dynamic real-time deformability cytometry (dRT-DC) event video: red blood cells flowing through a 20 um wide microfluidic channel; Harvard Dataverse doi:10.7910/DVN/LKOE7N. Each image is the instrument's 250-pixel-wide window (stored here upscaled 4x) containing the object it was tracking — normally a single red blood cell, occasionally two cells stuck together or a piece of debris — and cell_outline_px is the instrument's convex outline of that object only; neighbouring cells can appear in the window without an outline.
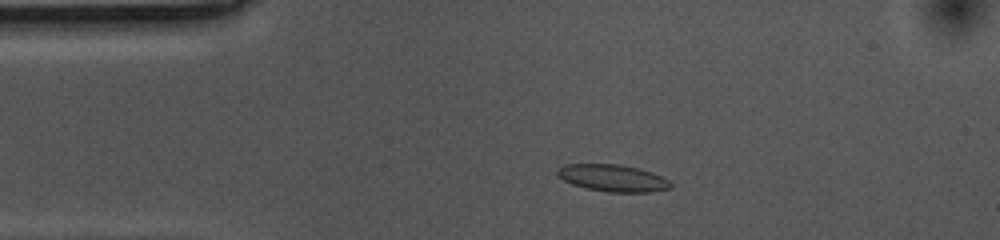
{"species": "common noctule bat (a hibernating species)", "species_latin": "Nyctalus noctula", "temperature_condition": "cold", "stored_images_in_passage": 41, "camera_frame_rate_fps": 3000, "um_per_image_px": 0.085, "animal": {"sex": "female", "body_mass_g": 10.0, "forearm_length_mm": 53.1}, "frame": {"image": 1, "passage_image": 5, "time_ms": 1.333, "image_size_px": [1000, 240], "cell_outline_px": [[672, 188], [652, 192], [608, 192], [588, 188], [572, 184], [564, 180], [556, 172], [564, 164], [620, 164], [640, 168], [652, 172], [668, 180], [672, 184]], "centroid_in_image_um": [52.13, 15.13], "position_along_channel_um": 32.9, "area_um2": 17.74}}
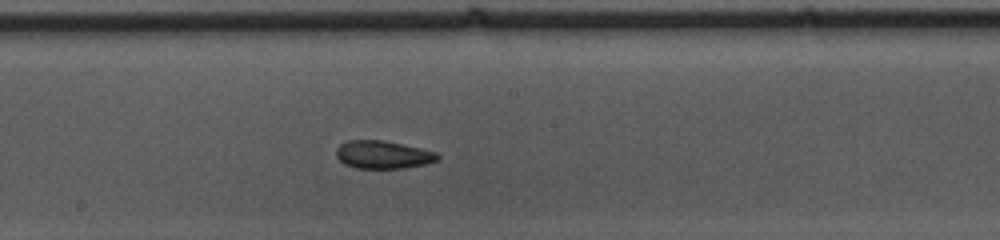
{"frame": {"image": 2, "passage_image": 23, "time_ms": 7.333, "image_size_px": [1000, 240], "cell_outline_px": [[440, 160], [424, 164], [404, 168], [356, 168], [344, 164], [336, 156], [336, 148], [340, 144], [348, 140], [380, 140], [420, 148], [436, 152], [440, 156]], "centroid_in_image_um": [32.54, 13.15], "position_along_channel_um": 215.7, "area_um2": 16.42}}
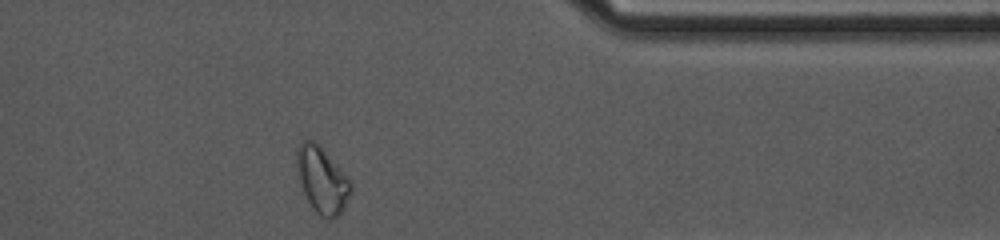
{"frame": {"image": 3, "passage_image": 39, "time_ms": 12.667, "image_size_px": [1000, 240], "cell_outline_px": [[352, 188], [344, 208], [340, 216], [328, 220], [320, 216], [312, 208], [304, 192], [300, 180], [296, 164], [296, 148], [300, 140], [316, 140], [320, 144], [348, 176], [352, 184]], "centroid_in_image_um": [27.38, 15.27], "position_along_channel_um": 384.0, "area_um2": 21.21}, "authors_computed_cell_mechanics": {"area_um2": 16.9932, "velocity_mm_per_s": 3.5351, "shape_relaxation_time_tau1_ms": null, "shape_relaxation_time_tau2_ms": 6.3867, "deformation_change_tau1": null, "deformation_change_tau2": 0.1048}}